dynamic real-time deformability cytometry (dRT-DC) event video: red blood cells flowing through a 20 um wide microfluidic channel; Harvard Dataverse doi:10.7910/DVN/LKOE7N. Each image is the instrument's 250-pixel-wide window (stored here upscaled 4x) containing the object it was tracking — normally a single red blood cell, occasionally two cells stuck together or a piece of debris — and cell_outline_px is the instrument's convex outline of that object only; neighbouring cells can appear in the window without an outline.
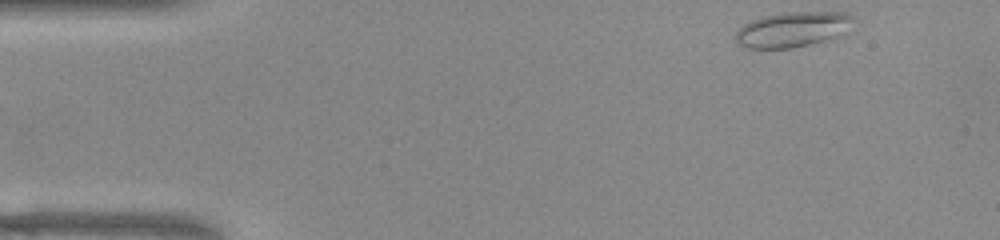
{"species": "common noctule bat (a hibernating species)", "species_latin": "Nyctalus noctula", "temperature_condition": "warm", "stored_images_in_passage": 47, "camera_frame_rate_fps": 3000, "um_per_image_px": 0.085, "animal": {"sex": "female", "body_mass_g": 22.0, "forearm_length_mm": 56.7}, "frame": {"image": 1, "passage_image": 1, "time_ms": 0.0, "image_size_px": [1000, 240], "cell_outline_px": [[852, 20], [840, 36], [792, 48], [748, 48], [740, 44], [736, 40], [736, 32], [744, 24], [752, 20], [764, 16], [784, 12], [848, 12], [852, 16]], "centroid_in_image_um": [67.35, 2.49], "position_along_channel_um": 17.6, "area_um2": 23.7}}
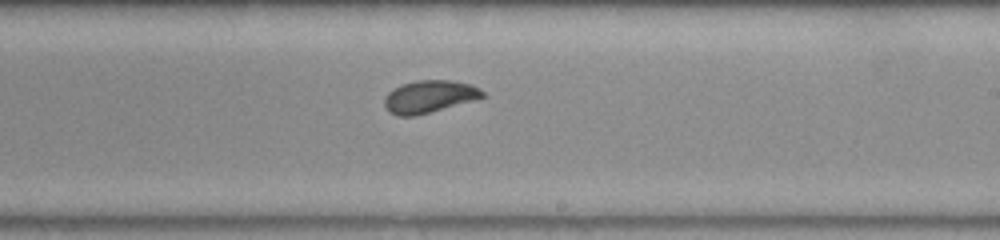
{"frame": {"image": 2, "passage_image": 26, "time_ms": 8.333, "image_size_px": [1000, 240], "cell_outline_px": [[488, 96], [428, 112], [412, 116], [396, 116], [388, 112], [384, 104], [384, 100], [388, 92], [400, 84], [416, 80], [452, 80], [472, 84], [480, 88]], "centroid_in_image_um": [36.49, 8.19], "position_along_channel_um": 252.5, "area_um2": 18.55}}
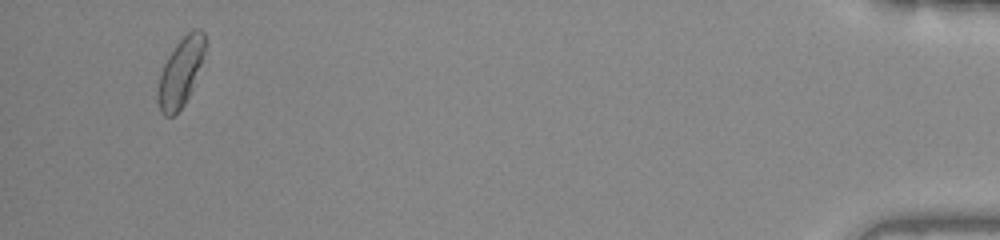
{"frame": {"image": 3, "passage_image": 45, "time_ms": 14.667, "image_size_px": [1000, 240], "cell_outline_px": [[208, 44], [192, 88], [184, 104], [172, 116], [164, 116], [160, 112], [156, 100], [160, 76], [164, 64], [168, 56], [176, 44], [192, 28], [200, 28], [204, 32]], "centroid_in_image_um": [15.37, 6.1], "position_along_channel_um": 419.8, "area_um2": 18.84}, "authors_computed_cell_mechanics": {"area_um2": 19.074, "velocity_mm_per_s": 3.924, "shape_relaxation_time_tau1_ms": 4.2775, "shape_relaxation_time_tau2_ms": 0.8761, "deformation_change_tau1": 0.122, "deformation_change_tau2": 0.0585}}